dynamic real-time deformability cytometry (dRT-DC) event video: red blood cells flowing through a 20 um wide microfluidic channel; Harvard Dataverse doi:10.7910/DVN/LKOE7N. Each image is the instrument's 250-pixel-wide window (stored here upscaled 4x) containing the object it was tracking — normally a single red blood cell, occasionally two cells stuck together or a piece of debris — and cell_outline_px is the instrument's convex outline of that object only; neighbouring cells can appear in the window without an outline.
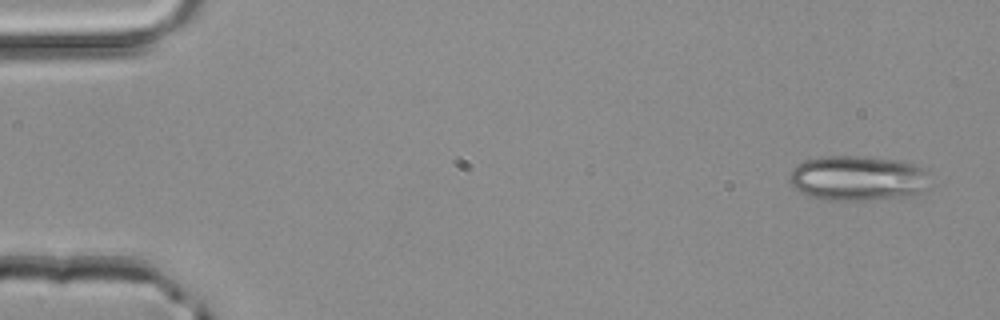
{"species": "common noctule bat (a hibernating species)", "species_latin": "Nyctalus noctula", "temperature_condition": "room temperature", "stored_images_in_passage": 3, "camera_frame_rate_fps": 3000, "um_per_image_px": 0.085, "animal": {"sex": "male", "body_mass_g": 20.4}, "frame": {"image": 1, "passage_image": 1, "time_ms": 0.0, "image_size_px": [1000, 320], "cell_outline_px": [[924, 188], [916, 192], [896, 196], [872, 200], [828, 200], [804, 196], [792, 184], [788, 176], [792, 168], [804, 160], [824, 156], [860, 156], [896, 160], [912, 164], [924, 168]], "centroid_in_image_um": [72.75, 15.13], "position_along_channel_um": 12.3, "area_um2": 36.13}}